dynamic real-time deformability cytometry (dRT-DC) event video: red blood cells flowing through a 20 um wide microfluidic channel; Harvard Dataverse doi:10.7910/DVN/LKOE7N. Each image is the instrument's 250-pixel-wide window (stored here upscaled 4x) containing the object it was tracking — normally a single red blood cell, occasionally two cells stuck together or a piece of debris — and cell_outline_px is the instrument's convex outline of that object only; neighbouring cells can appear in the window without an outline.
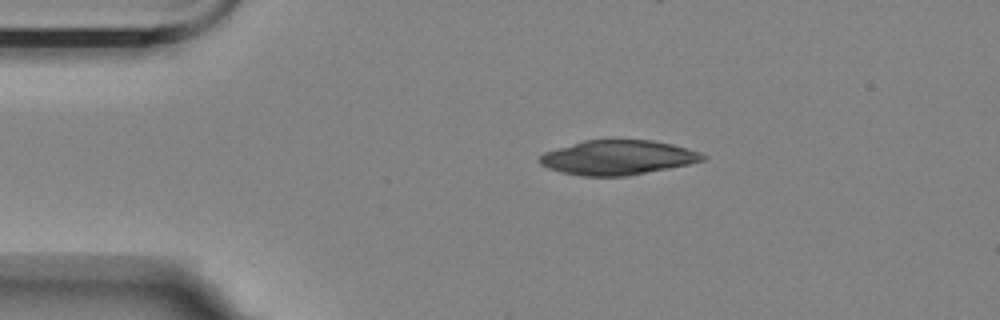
{"species": "Egyptian fruit bat (a non-hibernating species)", "species_latin": "Rousettus aegyptiacus", "temperature_condition": "room temperature", "stored_images_in_passage": 3, "camera_frame_rate_fps": 3000, "um_per_image_px": 0.085, "animal": {"sex": "female"}, "frame": {"image": 1, "passage_image": 1, "time_ms": 0.0, "image_size_px": [1000, 320], "cell_outline_px": [[708, 160], [628, 176], [580, 176], [560, 172], [548, 168], [540, 164], [540, 156], [544, 152], [556, 148], [584, 140], [652, 140], [672, 144], [700, 152], [708, 156]], "centroid_in_image_um": [52.52, 13.39], "position_along_channel_um": 32.5, "area_um2": 32.89}}